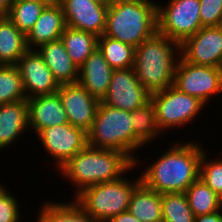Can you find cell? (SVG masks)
<instances>
[{
  "instance_id": "cell-39",
  "label": "cell",
  "mask_w": 222,
  "mask_h": 222,
  "mask_svg": "<svg viewBox=\"0 0 222 222\" xmlns=\"http://www.w3.org/2000/svg\"><path fill=\"white\" fill-rule=\"evenodd\" d=\"M6 187V185L0 180V192Z\"/></svg>"
},
{
  "instance_id": "cell-20",
  "label": "cell",
  "mask_w": 222,
  "mask_h": 222,
  "mask_svg": "<svg viewBox=\"0 0 222 222\" xmlns=\"http://www.w3.org/2000/svg\"><path fill=\"white\" fill-rule=\"evenodd\" d=\"M36 50L59 84L78 82L79 68L73 63L61 39L44 43Z\"/></svg>"
},
{
  "instance_id": "cell-28",
  "label": "cell",
  "mask_w": 222,
  "mask_h": 222,
  "mask_svg": "<svg viewBox=\"0 0 222 222\" xmlns=\"http://www.w3.org/2000/svg\"><path fill=\"white\" fill-rule=\"evenodd\" d=\"M162 200V222H194L195 215L185 193H164Z\"/></svg>"
},
{
  "instance_id": "cell-21",
  "label": "cell",
  "mask_w": 222,
  "mask_h": 222,
  "mask_svg": "<svg viewBox=\"0 0 222 222\" xmlns=\"http://www.w3.org/2000/svg\"><path fill=\"white\" fill-rule=\"evenodd\" d=\"M134 132V154L142 147H146L151 142L156 143L163 134L161 133L157 121L155 106L151 99L143 106L131 112ZM160 136V137H158Z\"/></svg>"
},
{
  "instance_id": "cell-31",
  "label": "cell",
  "mask_w": 222,
  "mask_h": 222,
  "mask_svg": "<svg viewBox=\"0 0 222 222\" xmlns=\"http://www.w3.org/2000/svg\"><path fill=\"white\" fill-rule=\"evenodd\" d=\"M210 156L213 155L208 149H204L200 159L199 177L222 199V156L221 153L220 156H215L217 159H210Z\"/></svg>"
},
{
  "instance_id": "cell-26",
  "label": "cell",
  "mask_w": 222,
  "mask_h": 222,
  "mask_svg": "<svg viewBox=\"0 0 222 222\" xmlns=\"http://www.w3.org/2000/svg\"><path fill=\"white\" fill-rule=\"evenodd\" d=\"M185 194L195 217L222 208V199L200 177L189 186Z\"/></svg>"
},
{
  "instance_id": "cell-25",
  "label": "cell",
  "mask_w": 222,
  "mask_h": 222,
  "mask_svg": "<svg viewBox=\"0 0 222 222\" xmlns=\"http://www.w3.org/2000/svg\"><path fill=\"white\" fill-rule=\"evenodd\" d=\"M73 63L80 68L91 53L98 48V36L67 27L60 36Z\"/></svg>"
},
{
  "instance_id": "cell-18",
  "label": "cell",
  "mask_w": 222,
  "mask_h": 222,
  "mask_svg": "<svg viewBox=\"0 0 222 222\" xmlns=\"http://www.w3.org/2000/svg\"><path fill=\"white\" fill-rule=\"evenodd\" d=\"M28 100L0 104V151L23 140L28 133ZM25 133V134H24ZM24 135V136H22ZM21 137V138H20ZM15 142V143H14Z\"/></svg>"
},
{
  "instance_id": "cell-15",
  "label": "cell",
  "mask_w": 222,
  "mask_h": 222,
  "mask_svg": "<svg viewBox=\"0 0 222 222\" xmlns=\"http://www.w3.org/2000/svg\"><path fill=\"white\" fill-rule=\"evenodd\" d=\"M63 8L67 27L102 36L109 6L92 0H57Z\"/></svg>"
},
{
  "instance_id": "cell-12",
  "label": "cell",
  "mask_w": 222,
  "mask_h": 222,
  "mask_svg": "<svg viewBox=\"0 0 222 222\" xmlns=\"http://www.w3.org/2000/svg\"><path fill=\"white\" fill-rule=\"evenodd\" d=\"M150 93L137 79L134 68L114 70L102 102L132 112L150 100Z\"/></svg>"
},
{
  "instance_id": "cell-5",
  "label": "cell",
  "mask_w": 222,
  "mask_h": 222,
  "mask_svg": "<svg viewBox=\"0 0 222 222\" xmlns=\"http://www.w3.org/2000/svg\"><path fill=\"white\" fill-rule=\"evenodd\" d=\"M131 124V112L110 107L100 101L91 129L87 132V144L92 148L125 153L139 169L142 167L139 164L144 165L145 161L134 155V132Z\"/></svg>"
},
{
  "instance_id": "cell-3",
  "label": "cell",
  "mask_w": 222,
  "mask_h": 222,
  "mask_svg": "<svg viewBox=\"0 0 222 222\" xmlns=\"http://www.w3.org/2000/svg\"><path fill=\"white\" fill-rule=\"evenodd\" d=\"M180 57V44L156 32L135 48L137 79L150 94L173 86Z\"/></svg>"
},
{
  "instance_id": "cell-4",
  "label": "cell",
  "mask_w": 222,
  "mask_h": 222,
  "mask_svg": "<svg viewBox=\"0 0 222 222\" xmlns=\"http://www.w3.org/2000/svg\"><path fill=\"white\" fill-rule=\"evenodd\" d=\"M157 1L115 0L107 10L105 36L136 48L157 32Z\"/></svg>"
},
{
  "instance_id": "cell-2",
  "label": "cell",
  "mask_w": 222,
  "mask_h": 222,
  "mask_svg": "<svg viewBox=\"0 0 222 222\" xmlns=\"http://www.w3.org/2000/svg\"><path fill=\"white\" fill-rule=\"evenodd\" d=\"M133 165L125 153L87 145L57 171L64 180L73 183L74 198L88 186L121 178Z\"/></svg>"
},
{
  "instance_id": "cell-27",
  "label": "cell",
  "mask_w": 222,
  "mask_h": 222,
  "mask_svg": "<svg viewBox=\"0 0 222 222\" xmlns=\"http://www.w3.org/2000/svg\"><path fill=\"white\" fill-rule=\"evenodd\" d=\"M98 49L114 69H129L134 66L135 48L105 35L98 37Z\"/></svg>"
},
{
  "instance_id": "cell-13",
  "label": "cell",
  "mask_w": 222,
  "mask_h": 222,
  "mask_svg": "<svg viewBox=\"0 0 222 222\" xmlns=\"http://www.w3.org/2000/svg\"><path fill=\"white\" fill-rule=\"evenodd\" d=\"M57 93L66 111L68 123L88 132L95 119L100 101L78 82L60 84Z\"/></svg>"
},
{
  "instance_id": "cell-14",
  "label": "cell",
  "mask_w": 222,
  "mask_h": 222,
  "mask_svg": "<svg viewBox=\"0 0 222 222\" xmlns=\"http://www.w3.org/2000/svg\"><path fill=\"white\" fill-rule=\"evenodd\" d=\"M15 66L21 75L27 99L58 91L60 84L36 49H28Z\"/></svg>"
},
{
  "instance_id": "cell-34",
  "label": "cell",
  "mask_w": 222,
  "mask_h": 222,
  "mask_svg": "<svg viewBox=\"0 0 222 222\" xmlns=\"http://www.w3.org/2000/svg\"><path fill=\"white\" fill-rule=\"evenodd\" d=\"M194 222H222V208L211 214L196 216Z\"/></svg>"
},
{
  "instance_id": "cell-32",
  "label": "cell",
  "mask_w": 222,
  "mask_h": 222,
  "mask_svg": "<svg viewBox=\"0 0 222 222\" xmlns=\"http://www.w3.org/2000/svg\"><path fill=\"white\" fill-rule=\"evenodd\" d=\"M16 197L7 186L0 192V222H22L24 219L23 210L20 212L23 207Z\"/></svg>"
},
{
  "instance_id": "cell-24",
  "label": "cell",
  "mask_w": 222,
  "mask_h": 222,
  "mask_svg": "<svg viewBox=\"0 0 222 222\" xmlns=\"http://www.w3.org/2000/svg\"><path fill=\"white\" fill-rule=\"evenodd\" d=\"M37 212V222H96L73 199L69 202L47 200Z\"/></svg>"
},
{
  "instance_id": "cell-8",
  "label": "cell",
  "mask_w": 222,
  "mask_h": 222,
  "mask_svg": "<svg viewBox=\"0 0 222 222\" xmlns=\"http://www.w3.org/2000/svg\"><path fill=\"white\" fill-rule=\"evenodd\" d=\"M157 4V32L181 44L203 26L200 0H167Z\"/></svg>"
},
{
  "instance_id": "cell-33",
  "label": "cell",
  "mask_w": 222,
  "mask_h": 222,
  "mask_svg": "<svg viewBox=\"0 0 222 222\" xmlns=\"http://www.w3.org/2000/svg\"><path fill=\"white\" fill-rule=\"evenodd\" d=\"M200 20L203 27L222 25V0H200Z\"/></svg>"
},
{
  "instance_id": "cell-19",
  "label": "cell",
  "mask_w": 222,
  "mask_h": 222,
  "mask_svg": "<svg viewBox=\"0 0 222 222\" xmlns=\"http://www.w3.org/2000/svg\"><path fill=\"white\" fill-rule=\"evenodd\" d=\"M66 28L62 5L56 0L44 8L37 22L26 35L28 49L60 39Z\"/></svg>"
},
{
  "instance_id": "cell-29",
  "label": "cell",
  "mask_w": 222,
  "mask_h": 222,
  "mask_svg": "<svg viewBox=\"0 0 222 222\" xmlns=\"http://www.w3.org/2000/svg\"><path fill=\"white\" fill-rule=\"evenodd\" d=\"M21 75L15 65H0V104L26 100Z\"/></svg>"
},
{
  "instance_id": "cell-22",
  "label": "cell",
  "mask_w": 222,
  "mask_h": 222,
  "mask_svg": "<svg viewBox=\"0 0 222 222\" xmlns=\"http://www.w3.org/2000/svg\"><path fill=\"white\" fill-rule=\"evenodd\" d=\"M128 211L141 222H162L161 194L141 182L131 195Z\"/></svg>"
},
{
  "instance_id": "cell-38",
  "label": "cell",
  "mask_w": 222,
  "mask_h": 222,
  "mask_svg": "<svg viewBox=\"0 0 222 222\" xmlns=\"http://www.w3.org/2000/svg\"><path fill=\"white\" fill-rule=\"evenodd\" d=\"M102 5L110 6L115 0H92Z\"/></svg>"
},
{
  "instance_id": "cell-23",
  "label": "cell",
  "mask_w": 222,
  "mask_h": 222,
  "mask_svg": "<svg viewBox=\"0 0 222 222\" xmlns=\"http://www.w3.org/2000/svg\"><path fill=\"white\" fill-rule=\"evenodd\" d=\"M27 50L26 35L6 16H0V65H16Z\"/></svg>"
},
{
  "instance_id": "cell-11",
  "label": "cell",
  "mask_w": 222,
  "mask_h": 222,
  "mask_svg": "<svg viewBox=\"0 0 222 222\" xmlns=\"http://www.w3.org/2000/svg\"><path fill=\"white\" fill-rule=\"evenodd\" d=\"M184 61L194 65L222 68V25L202 27L180 44Z\"/></svg>"
},
{
  "instance_id": "cell-30",
  "label": "cell",
  "mask_w": 222,
  "mask_h": 222,
  "mask_svg": "<svg viewBox=\"0 0 222 222\" xmlns=\"http://www.w3.org/2000/svg\"><path fill=\"white\" fill-rule=\"evenodd\" d=\"M51 4L19 1L12 2L9 14L6 16L25 35L32 29L44 8Z\"/></svg>"
},
{
  "instance_id": "cell-10",
  "label": "cell",
  "mask_w": 222,
  "mask_h": 222,
  "mask_svg": "<svg viewBox=\"0 0 222 222\" xmlns=\"http://www.w3.org/2000/svg\"><path fill=\"white\" fill-rule=\"evenodd\" d=\"M35 138L47 156L53 158L55 171L88 145L87 132L70 123L42 129Z\"/></svg>"
},
{
  "instance_id": "cell-37",
  "label": "cell",
  "mask_w": 222,
  "mask_h": 222,
  "mask_svg": "<svg viewBox=\"0 0 222 222\" xmlns=\"http://www.w3.org/2000/svg\"><path fill=\"white\" fill-rule=\"evenodd\" d=\"M19 1L37 2V3H42V4H53L56 0H12V2H19Z\"/></svg>"
},
{
  "instance_id": "cell-9",
  "label": "cell",
  "mask_w": 222,
  "mask_h": 222,
  "mask_svg": "<svg viewBox=\"0 0 222 222\" xmlns=\"http://www.w3.org/2000/svg\"><path fill=\"white\" fill-rule=\"evenodd\" d=\"M173 86L182 93L197 97L207 106L222 93V68L194 65L181 57L176 66Z\"/></svg>"
},
{
  "instance_id": "cell-7",
  "label": "cell",
  "mask_w": 222,
  "mask_h": 222,
  "mask_svg": "<svg viewBox=\"0 0 222 222\" xmlns=\"http://www.w3.org/2000/svg\"><path fill=\"white\" fill-rule=\"evenodd\" d=\"M150 99L155 106L157 125L163 135L168 130L175 131L192 124L203 113V108L207 107L197 97L182 93L174 86L151 94Z\"/></svg>"
},
{
  "instance_id": "cell-35",
  "label": "cell",
  "mask_w": 222,
  "mask_h": 222,
  "mask_svg": "<svg viewBox=\"0 0 222 222\" xmlns=\"http://www.w3.org/2000/svg\"><path fill=\"white\" fill-rule=\"evenodd\" d=\"M108 222H141L133 216L128 210L111 218Z\"/></svg>"
},
{
  "instance_id": "cell-17",
  "label": "cell",
  "mask_w": 222,
  "mask_h": 222,
  "mask_svg": "<svg viewBox=\"0 0 222 222\" xmlns=\"http://www.w3.org/2000/svg\"><path fill=\"white\" fill-rule=\"evenodd\" d=\"M114 69L96 48L79 68L78 83L99 101L106 96Z\"/></svg>"
},
{
  "instance_id": "cell-1",
  "label": "cell",
  "mask_w": 222,
  "mask_h": 222,
  "mask_svg": "<svg viewBox=\"0 0 222 222\" xmlns=\"http://www.w3.org/2000/svg\"><path fill=\"white\" fill-rule=\"evenodd\" d=\"M195 140H176L171 146L169 144L154 162L142 167L141 182L160 194L185 193L199 178L200 159L206 149L199 139Z\"/></svg>"
},
{
  "instance_id": "cell-36",
  "label": "cell",
  "mask_w": 222,
  "mask_h": 222,
  "mask_svg": "<svg viewBox=\"0 0 222 222\" xmlns=\"http://www.w3.org/2000/svg\"><path fill=\"white\" fill-rule=\"evenodd\" d=\"M12 5V0H0V16H7Z\"/></svg>"
},
{
  "instance_id": "cell-16",
  "label": "cell",
  "mask_w": 222,
  "mask_h": 222,
  "mask_svg": "<svg viewBox=\"0 0 222 222\" xmlns=\"http://www.w3.org/2000/svg\"><path fill=\"white\" fill-rule=\"evenodd\" d=\"M28 127L37 135L42 129L67 124L66 111L58 93L28 98Z\"/></svg>"
},
{
  "instance_id": "cell-6",
  "label": "cell",
  "mask_w": 222,
  "mask_h": 222,
  "mask_svg": "<svg viewBox=\"0 0 222 222\" xmlns=\"http://www.w3.org/2000/svg\"><path fill=\"white\" fill-rule=\"evenodd\" d=\"M134 169L135 165L121 178L84 188L73 200L96 222H108L129 209L131 195L141 183L140 175L133 180L125 176Z\"/></svg>"
}]
</instances>
